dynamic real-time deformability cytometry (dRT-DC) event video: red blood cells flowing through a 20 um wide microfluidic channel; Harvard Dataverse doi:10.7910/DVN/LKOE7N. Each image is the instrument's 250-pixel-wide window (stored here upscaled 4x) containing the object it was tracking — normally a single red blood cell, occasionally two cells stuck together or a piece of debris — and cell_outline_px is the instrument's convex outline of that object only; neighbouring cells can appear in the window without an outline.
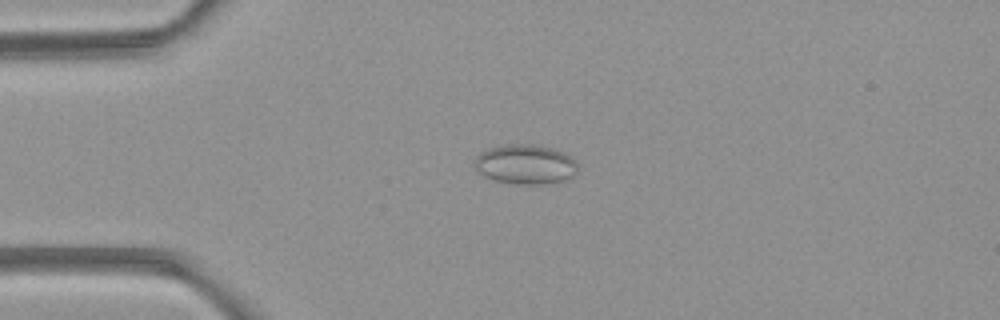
{"species": "common noctule bat (a hibernating species)", "species_latin": "Nyctalus noctula", "temperature_condition": "room temperature", "stored_images_in_passage": 3, "camera_frame_rate_fps": 3000, "um_per_image_px": 0.085, "animal": {"sex": "female", "body_mass_g": 21.9}, "frame": {"image": 1, "passage_image": 3, "time_ms": 2.333, "image_size_px": [1000, 320], "cell_outline_px": [[576, 172], [572, 176], [564, 180], [544, 184], [520, 184], [496, 180], [484, 176], [476, 168], [476, 156], [480, 152], [488, 148], [500, 144], [532, 144], [552, 148], [564, 152], [576, 164]], "centroid_in_image_um": [44.63, 13.95], "position_along_channel_um": 40.4, "area_um2": 23.58}}